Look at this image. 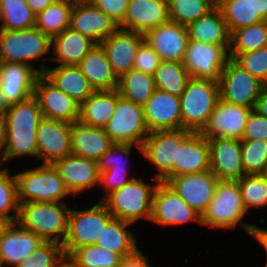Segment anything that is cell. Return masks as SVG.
Segmentation results:
<instances>
[{
	"label": "cell",
	"instance_id": "obj_45",
	"mask_svg": "<svg viewBox=\"0 0 267 267\" xmlns=\"http://www.w3.org/2000/svg\"><path fill=\"white\" fill-rule=\"evenodd\" d=\"M241 149L245 174H262L267 165V141L241 140Z\"/></svg>",
	"mask_w": 267,
	"mask_h": 267
},
{
	"label": "cell",
	"instance_id": "obj_22",
	"mask_svg": "<svg viewBox=\"0 0 267 267\" xmlns=\"http://www.w3.org/2000/svg\"><path fill=\"white\" fill-rule=\"evenodd\" d=\"M188 40L187 27L171 20L144 35V41L153 48L162 61L182 62Z\"/></svg>",
	"mask_w": 267,
	"mask_h": 267
},
{
	"label": "cell",
	"instance_id": "obj_61",
	"mask_svg": "<svg viewBox=\"0 0 267 267\" xmlns=\"http://www.w3.org/2000/svg\"><path fill=\"white\" fill-rule=\"evenodd\" d=\"M0 164H3L5 161H4V158H3V152L0 150ZM5 170V167H3L2 169H0V173H2L3 171Z\"/></svg>",
	"mask_w": 267,
	"mask_h": 267
},
{
	"label": "cell",
	"instance_id": "obj_33",
	"mask_svg": "<svg viewBox=\"0 0 267 267\" xmlns=\"http://www.w3.org/2000/svg\"><path fill=\"white\" fill-rule=\"evenodd\" d=\"M118 99L119 92L117 89L94 91L80 105L79 121L86 125L103 129L110 121Z\"/></svg>",
	"mask_w": 267,
	"mask_h": 267
},
{
	"label": "cell",
	"instance_id": "obj_25",
	"mask_svg": "<svg viewBox=\"0 0 267 267\" xmlns=\"http://www.w3.org/2000/svg\"><path fill=\"white\" fill-rule=\"evenodd\" d=\"M43 242L33 231L26 230L17 221L7 223L0 234V267H15Z\"/></svg>",
	"mask_w": 267,
	"mask_h": 267
},
{
	"label": "cell",
	"instance_id": "obj_23",
	"mask_svg": "<svg viewBox=\"0 0 267 267\" xmlns=\"http://www.w3.org/2000/svg\"><path fill=\"white\" fill-rule=\"evenodd\" d=\"M70 27L100 44L114 33L119 26L89 0L74 2Z\"/></svg>",
	"mask_w": 267,
	"mask_h": 267
},
{
	"label": "cell",
	"instance_id": "obj_27",
	"mask_svg": "<svg viewBox=\"0 0 267 267\" xmlns=\"http://www.w3.org/2000/svg\"><path fill=\"white\" fill-rule=\"evenodd\" d=\"M44 63L43 58L40 74L80 105L94 92L78 65H58L49 69Z\"/></svg>",
	"mask_w": 267,
	"mask_h": 267
},
{
	"label": "cell",
	"instance_id": "obj_13",
	"mask_svg": "<svg viewBox=\"0 0 267 267\" xmlns=\"http://www.w3.org/2000/svg\"><path fill=\"white\" fill-rule=\"evenodd\" d=\"M150 220L163 226L182 225L189 221L201 224V215L183 201L168 183L160 181L154 192Z\"/></svg>",
	"mask_w": 267,
	"mask_h": 267
},
{
	"label": "cell",
	"instance_id": "obj_18",
	"mask_svg": "<svg viewBox=\"0 0 267 267\" xmlns=\"http://www.w3.org/2000/svg\"><path fill=\"white\" fill-rule=\"evenodd\" d=\"M210 170L218 180L238 181L245 175L242 165L241 140L208 138Z\"/></svg>",
	"mask_w": 267,
	"mask_h": 267
},
{
	"label": "cell",
	"instance_id": "obj_4",
	"mask_svg": "<svg viewBox=\"0 0 267 267\" xmlns=\"http://www.w3.org/2000/svg\"><path fill=\"white\" fill-rule=\"evenodd\" d=\"M155 185L134 178L101 200L116 219L133 223L140 218H151L153 196L160 180L153 177Z\"/></svg>",
	"mask_w": 267,
	"mask_h": 267
},
{
	"label": "cell",
	"instance_id": "obj_30",
	"mask_svg": "<svg viewBox=\"0 0 267 267\" xmlns=\"http://www.w3.org/2000/svg\"><path fill=\"white\" fill-rule=\"evenodd\" d=\"M96 45L97 43L91 38L68 27L52 38V53L57 57L48 59L59 62L60 65H79L81 60Z\"/></svg>",
	"mask_w": 267,
	"mask_h": 267
},
{
	"label": "cell",
	"instance_id": "obj_55",
	"mask_svg": "<svg viewBox=\"0 0 267 267\" xmlns=\"http://www.w3.org/2000/svg\"><path fill=\"white\" fill-rule=\"evenodd\" d=\"M27 5L37 15L45 10L49 5L53 4L56 0H25Z\"/></svg>",
	"mask_w": 267,
	"mask_h": 267
},
{
	"label": "cell",
	"instance_id": "obj_58",
	"mask_svg": "<svg viewBox=\"0 0 267 267\" xmlns=\"http://www.w3.org/2000/svg\"><path fill=\"white\" fill-rule=\"evenodd\" d=\"M55 267H79L69 256H64Z\"/></svg>",
	"mask_w": 267,
	"mask_h": 267
},
{
	"label": "cell",
	"instance_id": "obj_54",
	"mask_svg": "<svg viewBox=\"0 0 267 267\" xmlns=\"http://www.w3.org/2000/svg\"><path fill=\"white\" fill-rule=\"evenodd\" d=\"M258 114L267 118V91L262 89L255 103L254 109Z\"/></svg>",
	"mask_w": 267,
	"mask_h": 267
},
{
	"label": "cell",
	"instance_id": "obj_35",
	"mask_svg": "<svg viewBox=\"0 0 267 267\" xmlns=\"http://www.w3.org/2000/svg\"><path fill=\"white\" fill-rule=\"evenodd\" d=\"M74 1L56 0L36 15L35 27L51 39L70 27Z\"/></svg>",
	"mask_w": 267,
	"mask_h": 267
},
{
	"label": "cell",
	"instance_id": "obj_50",
	"mask_svg": "<svg viewBox=\"0 0 267 267\" xmlns=\"http://www.w3.org/2000/svg\"><path fill=\"white\" fill-rule=\"evenodd\" d=\"M257 139L267 141V118L251 110L241 140Z\"/></svg>",
	"mask_w": 267,
	"mask_h": 267
},
{
	"label": "cell",
	"instance_id": "obj_28",
	"mask_svg": "<svg viewBox=\"0 0 267 267\" xmlns=\"http://www.w3.org/2000/svg\"><path fill=\"white\" fill-rule=\"evenodd\" d=\"M70 141L73 154L97 162L115 144L104 129L79 120L71 123Z\"/></svg>",
	"mask_w": 267,
	"mask_h": 267
},
{
	"label": "cell",
	"instance_id": "obj_37",
	"mask_svg": "<svg viewBox=\"0 0 267 267\" xmlns=\"http://www.w3.org/2000/svg\"><path fill=\"white\" fill-rule=\"evenodd\" d=\"M267 46V21L234 30L230 35L229 57Z\"/></svg>",
	"mask_w": 267,
	"mask_h": 267
},
{
	"label": "cell",
	"instance_id": "obj_39",
	"mask_svg": "<svg viewBox=\"0 0 267 267\" xmlns=\"http://www.w3.org/2000/svg\"><path fill=\"white\" fill-rule=\"evenodd\" d=\"M1 30L35 27L36 15L25 0H0Z\"/></svg>",
	"mask_w": 267,
	"mask_h": 267
},
{
	"label": "cell",
	"instance_id": "obj_15",
	"mask_svg": "<svg viewBox=\"0 0 267 267\" xmlns=\"http://www.w3.org/2000/svg\"><path fill=\"white\" fill-rule=\"evenodd\" d=\"M33 96L44 118L70 124L79 120L80 104L55 87L42 74L36 79Z\"/></svg>",
	"mask_w": 267,
	"mask_h": 267
},
{
	"label": "cell",
	"instance_id": "obj_29",
	"mask_svg": "<svg viewBox=\"0 0 267 267\" xmlns=\"http://www.w3.org/2000/svg\"><path fill=\"white\" fill-rule=\"evenodd\" d=\"M210 169V151L207 138L200 133H193L179 148L177 162H173L174 176L197 173Z\"/></svg>",
	"mask_w": 267,
	"mask_h": 267
},
{
	"label": "cell",
	"instance_id": "obj_20",
	"mask_svg": "<svg viewBox=\"0 0 267 267\" xmlns=\"http://www.w3.org/2000/svg\"><path fill=\"white\" fill-rule=\"evenodd\" d=\"M52 166L59 173L72 197L81 191L94 187L100 182V170L97 161L77 156L73 153L56 160Z\"/></svg>",
	"mask_w": 267,
	"mask_h": 267
},
{
	"label": "cell",
	"instance_id": "obj_52",
	"mask_svg": "<svg viewBox=\"0 0 267 267\" xmlns=\"http://www.w3.org/2000/svg\"><path fill=\"white\" fill-rule=\"evenodd\" d=\"M126 170H105L100 172V182L99 185L104 187L106 190V193L102 197V200L109 195L110 193L114 192L118 188H121L122 186L129 183L131 180H133L134 176H131V178H128Z\"/></svg>",
	"mask_w": 267,
	"mask_h": 267
},
{
	"label": "cell",
	"instance_id": "obj_53",
	"mask_svg": "<svg viewBox=\"0 0 267 267\" xmlns=\"http://www.w3.org/2000/svg\"><path fill=\"white\" fill-rule=\"evenodd\" d=\"M147 257L137 248L132 254L122 257L119 267H150Z\"/></svg>",
	"mask_w": 267,
	"mask_h": 267
},
{
	"label": "cell",
	"instance_id": "obj_6",
	"mask_svg": "<svg viewBox=\"0 0 267 267\" xmlns=\"http://www.w3.org/2000/svg\"><path fill=\"white\" fill-rule=\"evenodd\" d=\"M17 180L18 202H57L69 195L59 173L51 164L27 169L15 174Z\"/></svg>",
	"mask_w": 267,
	"mask_h": 267
},
{
	"label": "cell",
	"instance_id": "obj_17",
	"mask_svg": "<svg viewBox=\"0 0 267 267\" xmlns=\"http://www.w3.org/2000/svg\"><path fill=\"white\" fill-rule=\"evenodd\" d=\"M71 124L61 120L42 118L37 128L38 159L53 164L72 153Z\"/></svg>",
	"mask_w": 267,
	"mask_h": 267
},
{
	"label": "cell",
	"instance_id": "obj_59",
	"mask_svg": "<svg viewBox=\"0 0 267 267\" xmlns=\"http://www.w3.org/2000/svg\"><path fill=\"white\" fill-rule=\"evenodd\" d=\"M5 143V117H0V150L3 152Z\"/></svg>",
	"mask_w": 267,
	"mask_h": 267
},
{
	"label": "cell",
	"instance_id": "obj_62",
	"mask_svg": "<svg viewBox=\"0 0 267 267\" xmlns=\"http://www.w3.org/2000/svg\"><path fill=\"white\" fill-rule=\"evenodd\" d=\"M7 222L0 218V234L3 228L6 226Z\"/></svg>",
	"mask_w": 267,
	"mask_h": 267
},
{
	"label": "cell",
	"instance_id": "obj_2",
	"mask_svg": "<svg viewBox=\"0 0 267 267\" xmlns=\"http://www.w3.org/2000/svg\"><path fill=\"white\" fill-rule=\"evenodd\" d=\"M69 212L65 202H24L19 203L17 222L43 241L62 245L68 232Z\"/></svg>",
	"mask_w": 267,
	"mask_h": 267
},
{
	"label": "cell",
	"instance_id": "obj_47",
	"mask_svg": "<svg viewBox=\"0 0 267 267\" xmlns=\"http://www.w3.org/2000/svg\"><path fill=\"white\" fill-rule=\"evenodd\" d=\"M233 60L262 84L267 78V46L237 55Z\"/></svg>",
	"mask_w": 267,
	"mask_h": 267
},
{
	"label": "cell",
	"instance_id": "obj_10",
	"mask_svg": "<svg viewBox=\"0 0 267 267\" xmlns=\"http://www.w3.org/2000/svg\"><path fill=\"white\" fill-rule=\"evenodd\" d=\"M194 132L187 129L151 132L142 145V156L159 171L155 178L165 182L173 174V162H177L178 148Z\"/></svg>",
	"mask_w": 267,
	"mask_h": 267
},
{
	"label": "cell",
	"instance_id": "obj_11",
	"mask_svg": "<svg viewBox=\"0 0 267 267\" xmlns=\"http://www.w3.org/2000/svg\"><path fill=\"white\" fill-rule=\"evenodd\" d=\"M227 51L222 45L189 39L182 63L191 78L219 82L222 70L230 59Z\"/></svg>",
	"mask_w": 267,
	"mask_h": 267
},
{
	"label": "cell",
	"instance_id": "obj_1",
	"mask_svg": "<svg viewBox=\"0 0 267 267\" xmlns=\"http://www.w3.org/2000/svg\"><path fill=\"white\" fill-rule=\"evenodd\" d=\"M43 118L36 98L10 105L5 114L4 161L14 157L38 158L37 128Z\"/></svg>",
	"mask_w": 267,
	"mask_h": 267
},
{
	"label": "cell",
	"instance_id": "obj_65",
	"mask_svg": "<svg viewBox=\"0 0 267 267\" xmlns=\"http://www.w3.org/2000/svg\"><path fill=\"white\" fill-rule=\"evenodd\" d=\"M0 30H1V14H0Z\"/></svg>",
	"mask_w": 267,
	"mask_h": 267
},
{
	"label": "cell",
	"instance_id": "obj_43",
	"mask_svg": "<svg viewBox=\"0 0 267 267\" xmlns=\"http://www.w3.org/2000/svg\"><path fill=\"white\" fill-rule=\"evenodd\" d=\"M237 182L246 212L267 206V179L262 174H245Z\"/></svg>",
	"mask_w": 267,
	"mask_h": 267
},
{
	"label": "cell",
	"instance_id": "obj_34",
	"mask_svg": "<svg viewBox=\"0 0 267 267\" xmlns=\"http://www.w3.org/2000/svg\"><path fill=\"white\" fill-rule=\"evenodd\" d=\"M130 224L113 218L103 229L95 245L119 254L121 257L132 254L138 247L133 233L126 229Z\"/></svg>",
	"mask_w": 267,
	"mask_h": 267
},
{
	"label": "cell",
	"instance_id": "obj_24",
	"mask_svg": "<svg viewBox=\"0 0 267 267\" xmlns=\"http://www.w3.org/2000/svg\"><path fill=\"white\" fill-rule=\"evenodd\" d=\"M149 132L181 129L180 97L156 89L144 105Z\"/></svg>",
	"mask_w": 267,
	"mask_h": 267
},
{
	"label": "cell",
	"instance_id": "obj_16",
	"mask_svg": "<svg viewBox=\"0 0 267 267\" xmlns=\"http://www.w3.org/2000/svg\"><path fill=\"white\" fill-rule=\"evenodd\" d=\"M251 110L219 99L199 133L207 139L221 137L241 140Z\"/></svg>",
	"mask_w": 267,
	"mask_h": 267
},
{
	"label": "cell",
	"instance_id": "obj_46",
	"mask_svg": "<svg viewBox=\"0 0 267 267\" xmlns=\"http://www.w3.org/2000/svg\"><path fill=\"white\" fill-rule=\"evenodd\" d=\"M64 257L62 245L54 241H43L32 254L15 267H55Z\"/></svg>",
	"mask_w": 267,
	"mask_h": 267
},
{
	"label": "cell",
	"instance_id": "obj_5",
	"mask_svg": "<svg viewBox=\"0 0 267 267\" xmlns=\"http://www.w3.org/2000/svg\"><path fill=\"white\" fill-rule=\"evenodd\" d=\"M219 99V82L190 78L180 96L181 129L199 133Z\"/></svg>",
	"mask_w": 267,
	"mask_h": 267
},
{
	"label": "cell",
	"instance_id": "obj_48",
	"mask_svg": "<svg viewBox=\"0 0 267 267\" xmlns=\"http://www.w3.org/2000/svg\"><path fill=\"white\" fill-rule=\"evenodd\" d=\"M132 146L134 145L120 143L113 144L98 160L100 172L105 170H127L125 169L127 167H125L126 164L124 165L125 161L123 160V155L129 156Z\"/></svg>",
	"mask_w": 267,
	"mask_h": 267
},
{
	"label": "cell",
	"instance_id": "obj_19",
	"mask_svg": "<svg viewBox=\"0 0 267 267\" xmlns=\"http://www.w3.org/2000/svg\"><path fill=\"white\" fill-rule=\"evenodd\" d=\"M143 41L144 35L118 28L100 43L117 80L133 69L138 47Z\"/></svg>",
	"mask_w": 267,
	"mask_h": 267
},
{
	"label": "cell",
	"instance_id": "obj_63",
	"mask_svg": "<svg viewBox=\"0 0 267 267\" xmlns=\"http://www.w3.org/2000/svg\"><path fill=\"white\" fill-rule=\"evenodd\" d=\"M262 89L267 91V78L265 79V81L262 84Z\"/></svg>",
	"mask_w": 267,
	"mask_h": 267
},
{
	"label": "cell",
	"instance_id": "obj_31",
	"mask_svg": "<svg viewBox=\"0 0 267 267\" xmlns=\"http://www.w3.org/2000/svg\"><path fill=\"white\" fill-rule=\"evenodd\" d=\"M78 66L94 91L117 89L118 80L112 72L106 51L101 44L92 48Z\"/></svg>",
	"mask_w": 267,
	"mask_h": 267
},
{
	"label": "cell",
	"instance_id": "obj_49",
	"mask_svg": "<svg viewBox=\"0 0 267 267\" xmlns=\"http://www.w3.org/2000/svg\"><path fill=\"white\" fill-rule=\"evenodd\" d=\"M161 61V58L153 48L143 41L138 47L133 69L154 76Z\"/></svg>",
	"mask_w": 267,
	"mask_h": 267
},
{
	"label": "cell",
	"instance_id": "obj_42",
	"mask_svg": "<svg viewBox=\"0 0 267 267\" xmlns=\"http://www.w3.org/2000/svg\"><path fill=\"white\" fill-rule=\"evenodd\" d=\"M69 257L79 267H119L122 257L97 245H85L75 249Z\"/></svg>",
	"mask_w": 267,
	"mask_h": 267
},
{
	"label": "cell",
	"instance_id": "obj_36",
	"mask_svg": "<svg viewBox=\"0 0 267 267\" xmlns=\"http://www.w3.org/2000/svg\"><path fill=\"white\" fill-rule=\"evenodd\" d=\"M119 95L134 103L145 105L156 90L154 76L131 69L118 79Z\"/></svg>",
	"mask_w": 267,
	"mask_h": 267
},
{
	"label": "cell",
	"instance_id": "obj_38",
	"mask_svg": "<svg viewBox=\"0 0 267 267\" xmlns=\"http://www.w3.org/2000/svg\"><path fill=\"white\" fill-rule=\"evenodd\" d=\"M230 34L239 28L254 25L263 20L255 14L249 0H216Z\"/></svg>",
	"mask_w": 267,
	"mask_h": 267
},
{
	"label": "cell",
	"instance_id": "obj_26",
	"mask_svg": "<svg viewBox=\"0 0 267 267\" xmlns=\"http://www.w3.org/2000/svg\"><path fill=\"white\" fill-rule=\"evenodd\" d=\"M169 20L168 0H129L121 29L145 35Z\"/></svg>",
	"mask_w": 267,
	"mask_h": 267
},
{
	"label": "cell",
	"instance_id": "obj_51",
	"mask_svg": "<svg viewBox=\"0 0 267 267\" xmlns=\"http://www.w3.org/2000/svg\"><path fill=\"white\" fill-rule=\"evenodd\" d=\"M96 8L109 16L118 26L125 19L129 0H89Z\"/></svg>",
	"mask_w": 267,
	"mask_h": 267
},
{
	"label": "cell",
	"instance_id": "obj_57",
	"mask_svg": "<svg viewBox=\"0 0 267 267\" xmlns=\"http://www.w3.org/2000/svg\"><path fill=\"white\" fill-rule=\"evenodd\" d=\"M253 238L256 239L259 242V244H261L267 251V229L266 228H259L257 226L254 232ZM265 267H267V262H266Z\"/></svg>",
	"mask_w": 267,
	"mask_h": 267
},
{
	"label": "cell",
	"instance_id": "obj_21",
	"mask_svg": "<svg viewBox=\"0 0 267 267\" xmlns=\"http://www.w3.org/2000/svg\"><path fill=\"white\" fill-rule=\"evenodd\" d=\"M39 75L40 69L25 63H0V87L8 105L30 98Z\"/></svg>",
	"mask_w": 267,
	"mask_h": 267
},
{
	"label": "cell",
	"instance_id": "obj_41",
	"mask_svg": "<svg viewBox=\"0 0 267 267\" xmlns=\"http://www.w3.org/2000/svg\"><path fill=\"white\" fill-rule=\"evenodd\" d=\"M216 7V0H168L169 20L189 25Z\"/></svg>",
	"mask_w": 267,
	"mask_h": 267
},
{
	"label": "cell",
	"instance_id": "obj_60",
	"mask_svg": "<svg viewBox=\"0 0 267 267\" xmlns=\"http://www.w3.org/2000/svg\"><path fill=\"white\" fill-rule=\"evenodd\" d=\"M8 108H9V105L6 102V100L2 94V91H1V87H0V117H5V114L8 110Z\"/></svg>",
	"mask_w": 267,
	"mask_h": 267
},
{
	"label": "cell",
	"instance_id": "obj_64",
	"mask_svg": "<svg viewBox=\"0 0 267 267\" xmlns=\"http://www.w3.org/2000/svg\"><path fill=\"white\" fill-rule=\"evenodd\" d=\"M262 175L267 179V165L265 166V170L263 171Z\"/></svg>",
	"mask_w": 267,
	"mask_h": 267
},
{
	"label": "cell",
	"instance_id": "obj_8",
	"mask_svg": "<svg viewBox=\"0 0 267 267\" xmlns=\"http://www.w3.org/2000/svg\"><path fill=\"white\" fill-rule=\"evenodd\" d=\"M52 39L36 27L25 30H0V63H25L51 54Z\"/></svg>",
	"mask_w": 267,
	"mask_h": 267
},
{
	"label": "cell",
	"instance_id": "obj_44",
	"mask_svg": "<svg viewBox=\"0 0 267 267\" xmlns=\"http://www.w3.org/2000/svg\"><path fill=\"white\" fill-rule=\"evenodd\" d=\"M14 210V214L9 215ZM19 213L16 176L8 168L0 173V218L7 223L16 222Z\"/></svg>",
	"mask_w": 267,
	"mask_h": 267
},
{
	"label": "cell",
	"instance_id": "obj_40",
	"mask_svg": "<svg viewBox=\"0 0 267 267\" xmlns=\"http://www.w3.org/2000/svg\"><path fill=\"white\" fill-rule=\"evenodd\" d=\"M190 78L183 63L176 61H161L154 75L156 89L179 97Z\"/></svg>",
	"mask_w": 267,
	"mask_h": 267
},
{
	"label": "cell",
	"instance_id": "obj_7",
	"mask_svg": "<svg viewBox=\"0 0 267 267\" xmlns=\"http://www.w3.org/2000/svg\"><path fill=\"white\" fill-rule=\"evenodd\" d=\"M113 218L102 201L83 211L70 209L68 232L62 244L64 256L81 246L94 245Z\"/></svg>",
	"mask_w": 267,
	"mask_h": 267
},
{
	"label": "cell",
	"instance_id": "obj_14",
	"mask_svg": "<svg viewBox=\"0 0 267 267\" xmlns=\"http://www.w3.org/2000/svg\"><path fill=\"white\" fill-rule=\"evenodd\" d=\"M217 181V177L209 169L207 171L174 176L167 183L183 201L202 216L214 197Z\"/></svg>",
	"mask_w": 267,
	"mask_h": 267
},
{
	"label": "cell",
	"instance_id": "obj_12",
	"mask_svg": "<svg viewBox=\"0 0 267 267\" xmlns=\"http://www.w3.org/2000/svg\"><path fill=\"white\" fill-rule=\"evenodd\" d=\"M262 83L229 59L219 80V95L224 102L254 109Z\"/></svg>",
	"mask_w": 267,
	"mask_h": 267
},
{
	"label": "cell",
	"instance_id": "obj_3",
	"mask_svg": "<svg viewBox=\"0 0 267 267\" xmlns=\"http://www.w3.org/2000/svg\"><path fill=\"white\" fill-rule=\"evenodd\" d=\"M246 210L237 181L218 180L208 209L201 216V225L211 228H232L239 224L252 237L257 225L242 222Z\"/></svg>",
	"mask_w": 267,
	"mask_h": 267
},
{
	"label": "cell",
	"instance_id": "obj_56",
	"mask_svg": "<svg viewBox=\"0 0 267 267\" xmlns=\"http://www.w3.org/2000/svg\"><path fill=\"white\" fill-rule=\"evenodd\" d=\"M255 14H258L263 21H267V0H249Z\"/></svg>",
	"mask_w": 267,
	"mask_h": 267
},
{
	"label": "cell",
	"instance_id": "obj_9",
	"mask_svg": "<svg viewBox=\"0 0 267 267\" xmlns=\"http://www.w3.org/2000/svg\"><path fill=\"white\" fill-rule=\"evenodd\" d=\"M114 143L133 144L142 153V145L150 134L145 121L144 106L119 95L115 111L103 128Z\"/></svg>",
	"mask_w": 267,
	"mask_h": 267
},
{
	"label": "cell",
	"instance_id": "obj_32",
	"mask_svg": "<svg viewBox=\"0 0 267 267\" xmlns=\"http://www.w3.org/2000/svg\"><path fill=\"white\" fill-rule=\"evenodd\" d=\"M191 40L225 46L230 48V32L222 13L216 6L208 14L186 26Z\"/></svg>",
	"mask_w": 267,
	"mask_h": 267
}]
</instances>
